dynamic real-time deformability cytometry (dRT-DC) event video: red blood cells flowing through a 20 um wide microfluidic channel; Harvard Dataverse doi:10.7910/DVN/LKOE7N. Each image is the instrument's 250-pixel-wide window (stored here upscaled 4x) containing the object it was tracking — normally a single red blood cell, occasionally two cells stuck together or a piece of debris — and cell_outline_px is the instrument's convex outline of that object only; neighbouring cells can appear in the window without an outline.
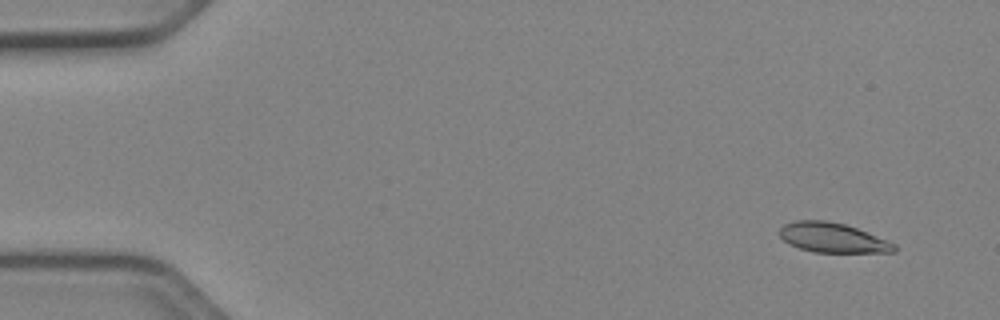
{"species": "Egyptian fruit bat (a non-hibernating species)", "species_latin": "Rousettus aegyptiacus", "temperature_condition": "cold", "stored_images_in_passage": 49, "camera_frame_rate_fps": 3000, "um_per_image_px": 0.085, "animal": {"sex": "female"}, "frame": {"image": 1, "passage_image": 1, "time_ms": 0.0, "image_size_px": [1000, 320], "cell_outline_px": [[896, 252], [812, 252], [788, 244], [780, 236], [780, 228], [784, 224], [796, 220], [824, 220], [844, 224], [856, 228], [888, 240], [896, 244]], "centroid_in_image_um": [70.77, 20.21], "position_along_channel_um": 14.2, "area_um2": 19.77}}
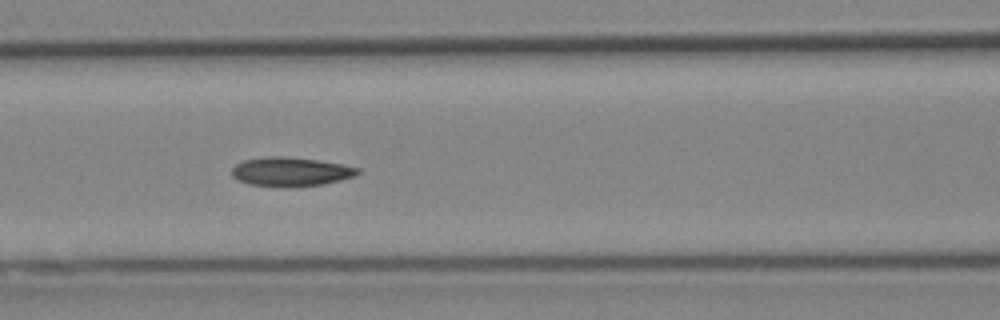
{"frame": {"image": 2, "passage_image": 20, "time_ms": 6.333, "image_size_px": [1000, 320], "cell_outline_px": [[360, 172], [356, 176], [324, 184], [292, 188], [280, 188], [248, 184], [236, 180], [232, 176], [232, 168], [236, 164], [244, 160], [268, 156], [288, 156], [344, 164], [360, 168]], "centroid_in_image_um": [24.71, 14.61], "position_along_channel_um": 141.9, "area_um2": 21.85}}
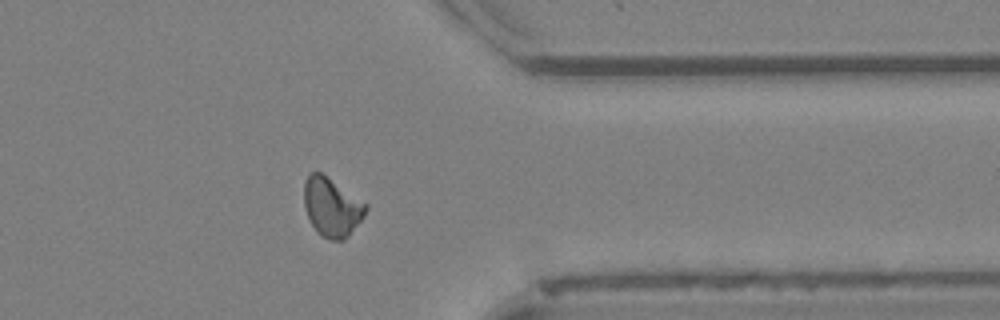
{"frame": {"image": 3, "passage_image": 39, "time_ms": 12.667, "image_size_px": [1000, 320], "cell_outline_px": [[368, 208], [364, 216], [348, 236], [344, 240], [328, 240], [320, 236], [316, 232], [308, 216], [304, 204], [304, 180], [312, 172], [320, 172], [368, 204]], "centroid_in_image_um": [28.2, 17.62], "position_along_channel_um": 383.2, "area_um2": 21.1}, "authors_computed_cell_mechanics": {"area_um2": 20.6346, "velocity_mm_per_s": 3.9393, "shape_relaxation_time_tau1_ms": 4.7758, "shape_relaxation_time_tau2_ms": 4.1332, "deformation_change_tau1": 0.1232, "deformation_change_tau2": 0.0969}}